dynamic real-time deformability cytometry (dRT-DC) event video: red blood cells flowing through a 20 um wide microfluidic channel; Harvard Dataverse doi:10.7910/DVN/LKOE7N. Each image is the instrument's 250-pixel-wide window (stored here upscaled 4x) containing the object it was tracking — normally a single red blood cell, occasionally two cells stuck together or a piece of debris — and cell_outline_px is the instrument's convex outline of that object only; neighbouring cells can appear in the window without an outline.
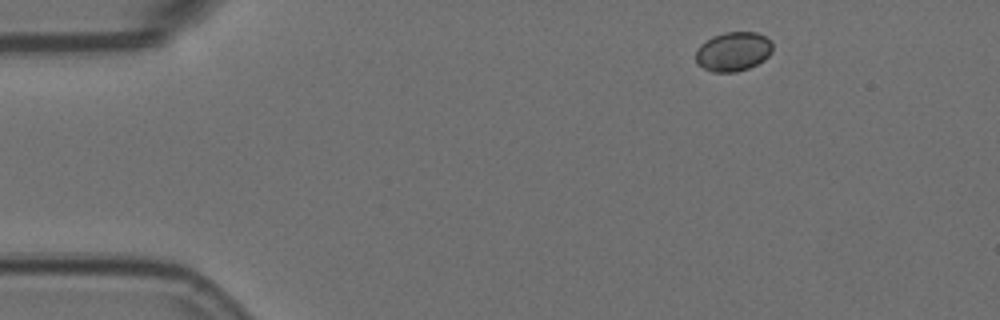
{"species": "Egyptian fruit bat (a non-hibernating species)", "species_latin": "Rousettus aegyptiacus", "temperature_condition": "room temperature", "stored_images_in_passage": 50, "camera_frame_rate_fps": 3000, "um_per_image_px": 0.085, "animal": {"sex": "female"}, "frame": {"image": 1, "passage_image": 1, "time_ms": 0.0, "image_size_px": [1000, 320], "cell_outline_px": [[772, 52], [764, 60], [748, 68], [736, 72], [712, 72], [696, 64], [696, 52], [700, 44], [712, 36], [724, 32], [756, 32], [764, 36], [772, 44]], "centroid_in_image_um": [62.3, 4.38], "position_along_channel_um": 22.7, "area_um2": 17.57}}
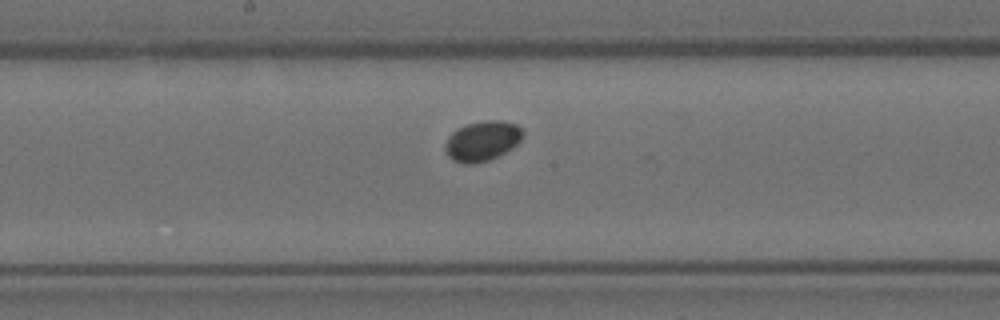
{"frame": {"image": 2, "passage_image": 23, "time_ms": 7.333, "image_size_px": [1000, 320], "cell_outline_px": [[524, 136], [516, 144], [504, 152], [488, 160], [472, 164], [464, 164], [452, 160], [448, 156], [444, 148], [444, 144], [448, 136], [456, 128], [464, 124], [484, 120], [504, 120], [516, 124], [524, 132]], "centroid_in_image_um": [40.95, 11.96], "position_along_channel_um": 207.2, "area_um2": 18.26}}
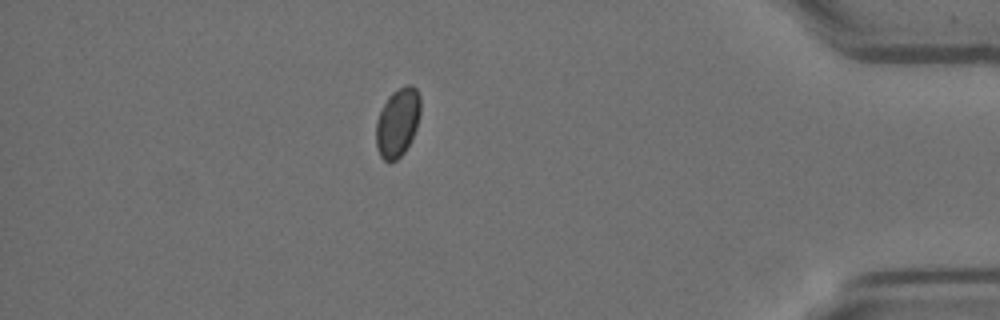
{"frame": {"image": 3, "passage_image": 43, "time_ms": 14.0, "image_size_px": [1000, 320], "cell_outline_px": [[420, 112], [416, 128], [404, 152], [396, 160], [384, 160], [380, 156], [376, 144], [376, 120], [388, 96], [392, 92], [408, 84], [412, 84], [416, 88], [420, 96]], "centroid_in_image_um": [33.79, 10.38], "position_along_channel_um": 401.4, "area_um2": 17.57}, "authors_computed_cell_mechanics": {"area_um2": 17.5712, "velocity_mm_per_s": 3.5601, "shape_relaxation_time_tau1_ms": null, "shape_relaxation_time_tau2_ms": 6.3126, "deformation_change_tau1": null, "deformation_change_tau2": 0.0244}}